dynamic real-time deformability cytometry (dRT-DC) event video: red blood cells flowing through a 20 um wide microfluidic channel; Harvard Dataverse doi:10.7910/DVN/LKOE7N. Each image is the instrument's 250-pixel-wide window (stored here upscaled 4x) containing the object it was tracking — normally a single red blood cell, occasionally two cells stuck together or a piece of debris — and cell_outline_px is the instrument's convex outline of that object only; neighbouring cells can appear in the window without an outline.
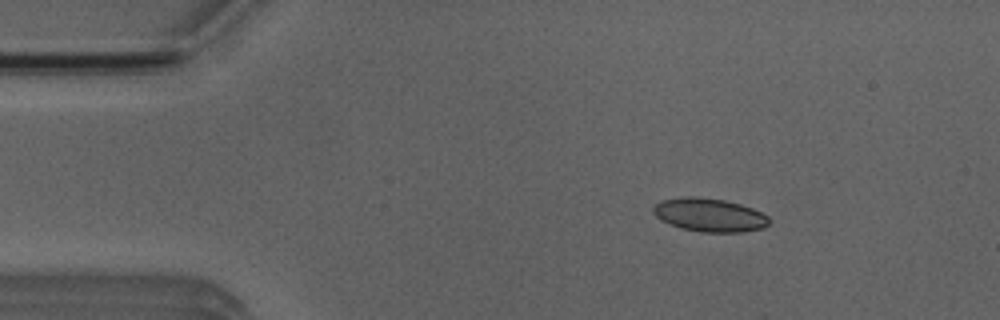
{"species": "Egyptian fruit bat (a non-hibernating species)", "species_latin": "Rousettus aegyptiacus", "temperature_condition": "room temperature", "stored_images_in_passage": 5, "camera_frame_rate_fps": 3000, "um_per_image_px": 0.085, "animal": {"sex": "male"}, "frame": {"image": 1, "passage_image": 3, "time_ms": 2.333, "image_size_px": [1000, 320], "cell_outline_px": [[772, 220], [764, 228], [740, 232], [700, 232], [680, 228], [656, 216], [652, 212], [652, 208], [660, 200], [688, 196], [696, 196], [724, 200], [740, 204], [752, 208], [768, 216]], "centroid_in_image_um": [60.32, 18.27], "position_along_channel_um": 24.7, "area_um2": 22.54}}